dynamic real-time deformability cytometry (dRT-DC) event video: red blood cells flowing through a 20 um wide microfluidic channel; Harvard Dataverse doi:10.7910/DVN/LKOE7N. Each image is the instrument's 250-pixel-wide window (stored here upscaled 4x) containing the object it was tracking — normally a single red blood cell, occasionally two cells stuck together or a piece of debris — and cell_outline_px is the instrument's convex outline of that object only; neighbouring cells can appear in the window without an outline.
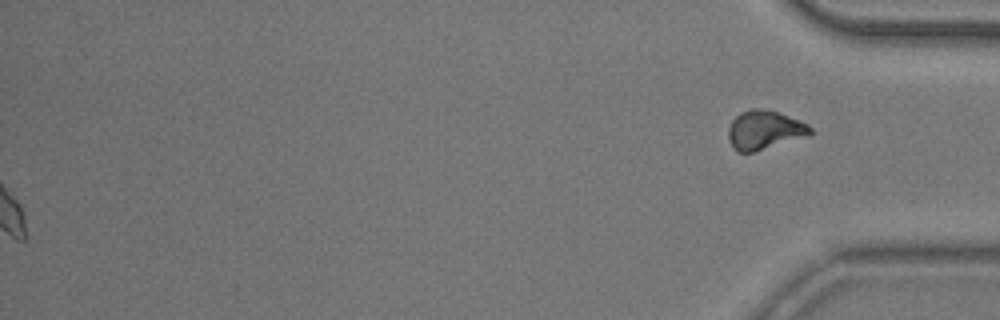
{"species": "common noctule bat (a hibernating species)", "species_latin": "Nyctalus noctula", "temperature_condition": "room temperature", "stored_images_in_passage": 51, "segment_of_instrument_passage": [2, 2], "camera_frame_rate_fps": 3000, "um_per_image_px": 0.085, "animal": {"sex": "male", "body_mass_g": 20.5, "forearm_length_mm": 52.5}, "frame": {"image": 1, "passage_image": 51, "time_ms": 16.667, "image_size_px": [1000, 320], "cell_outline_px": [[812, 136], [752, 152], [740, 152], [732, 148], [728, 140], [728, 128], [732, 120], [740, 112], [752, 108], [756, 108], [776, 112], [788, 116], [808, 124], [812, 128]], "centroid_in_image_um": [64.99, 11.07], "position_along_channel_um": 370.2, "area_um2": 18.73}}